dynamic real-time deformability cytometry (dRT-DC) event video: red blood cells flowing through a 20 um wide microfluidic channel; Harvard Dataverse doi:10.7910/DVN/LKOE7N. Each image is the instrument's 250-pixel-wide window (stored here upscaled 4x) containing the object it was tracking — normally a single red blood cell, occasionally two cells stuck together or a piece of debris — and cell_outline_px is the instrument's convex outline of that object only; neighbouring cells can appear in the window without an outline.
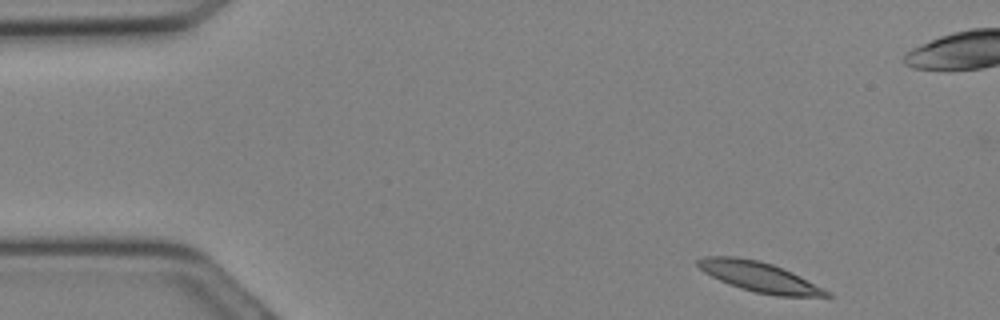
{"species": "Egyptian fruit bat (a non-hibernating species)", "species_latin": "Rousettus aegyptiacus", "temperature_condition": "cold", "stored_images_in_passage": 6, "camera_frame_rate_fps": 3000, "um_per_image_px": 0.085, "animal": {"sex": "female"}, "frame": {"image": 1, "passage_image": 1, "time_ms": 0.0, "image_size_px": [1000, 320], "cell_outline_px": [[832, 296], [776, 296], [756, 292], [740, 288], [728, 284], [704, 272], [696, 264], [696, 260], [704, 256], [736, 256], [760, 260], [784, 268], [832, 292]], "centroid_in_image_um": [64.54, 23.52], "position_along_channel_um": 20.5, "area_um2": 22.54}}